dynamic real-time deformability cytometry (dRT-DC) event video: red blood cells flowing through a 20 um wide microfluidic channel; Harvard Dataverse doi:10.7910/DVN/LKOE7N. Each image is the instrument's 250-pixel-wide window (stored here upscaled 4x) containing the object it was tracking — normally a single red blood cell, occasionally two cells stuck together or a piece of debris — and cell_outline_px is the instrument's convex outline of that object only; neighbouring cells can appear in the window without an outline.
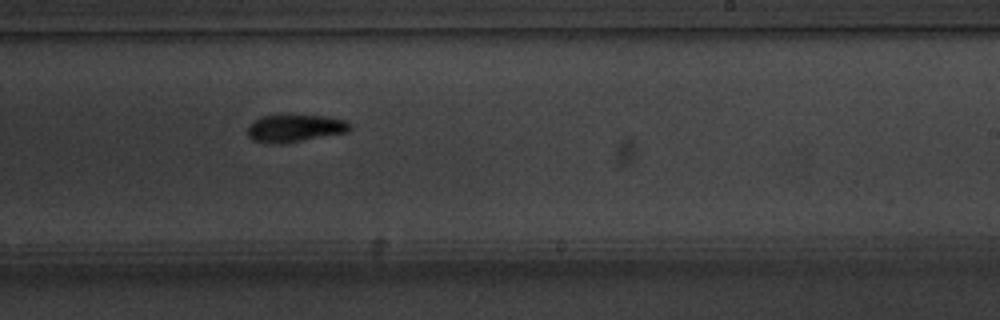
{"species": "common noctule bat (a hibernating species)", "species_latin": "Nyctalus noctula", "temperature_condition": "warm", "stored_images_in_passage": 39, "camera_frame_rate_fps": 3000, "um_per_image_px": 0.085, "animal": {"sex": "male", "body_mass_g": 20.1, "forearm_length_mm": 53.5}, "frame": {"image": 1, "passage_image": 23, "time_ms": 7.333, "image_size_px": [1000, 320], "cell_outline_px": [[352, 128], [348, 132], [280, 144], [264, 144], [252, 140], [248, 136], [248, 124], [260, 116], [280, 112], [292, 112], [324, 116], [344, 120], [352, 124]], "centroid_in_image_um": [25.01, 10.85], "position_along_channel_um": 264.0, "area_um2": 17.46}, "authors_computed_cell_mechanics": {"area_um2": 16.5308, "velocity_mm_per_s": 3.7187, "shape_relaxation_time_tau1_ms": 2.4917, "shape_relaxation_time_tau2_ms": 6.4521, "deformation_change_tau1": 0.1651, "deformation_change_tau2": 0.1427}}